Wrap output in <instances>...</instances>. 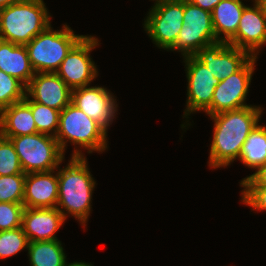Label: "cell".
I'll return each instance as SVG.
<instances>
[{"instance_id": "1", "label": "cell", "mask_w": 266, "mask_h": 266, "mask_svg": "<svg viewBox=\"0 0 266 266\" xmlns=\"http://www.w3.org/2000/svg\"><path fill=\"white\" fill-rule=\"evenodd\" d=\"M262 110L250 105L210 116L214 121L208 162L211 168L226 167L239 159L243 144L258 124Z\"/></svg>"}, {"instance_id": "2", "label": "cell", "mask_w": 266, "mask_h": 266, "mask_svg": "<svg viewBox=\"0 0 266 266\" xmlns=\"http://www.w3.org/2000/svg\"><path fill=\"white\" fill-rule=\"evenodd\" d=\"M81 152L77 148L73 150L69 163L57 172L56 208L65 219L67 214H71L85 227L90 216L92 193L96 182L88 170L87 159Z\"/></svg>"}, {"instance_id": "3", "label": "cell", "mask_w": 266, "mask_h": 266, "mask_svg": "<svg viewBox=\"0 0 266 266\" xmlns=\"http://www.w3.org/2000/svg\"><path fill=\"white\" fill-rule=\"evenodd\" d=\"M43 0H19L0 9V39L28 44L51 24Z\"/></svg>"}, {"instance_id": "4", "label": "cell", "mask_w": 266, "mask_h": 266, "mask_svg": "<svg viewBox=\"0 0 266 266\" xmlns=\"http://www.w3.org/2000/svg\"><path fill=\"white\" fill-rule=\"evenodd\" d=\"M106 136L107 131L74 104H68L60 112L55 138L63 154L69 140L72 145L87 149L88 153L102 152L107 148Z\"/></svg>"}, {"instance_id": "5", "label": "cell", "mask_w": 266, "mask_h": 266, "mask_svg": "<svg viewBox=\"0 0 266 266\" xmlns=\"http://www.w3.org/2000/svg\"><path fill=\"white\" fill-rule=\"evenodd\" d=\"M84 35H76L63 24L61 30H53L51 25L35 36L26 48L30 64L35 73H55L68 52Z\"/></svg>"}, {"instance_id": "6", "label": "cell", "mask_w": 266, "mask_h": 266, "mask_svg": "<svg viewBox=\"0 0 266 266\" xmlns=\"http://www.w3.org/2000/svg\"><path fill=\"white\" fill-rule=\"evenodd\" d=\"M9 139L18 155L24 173L57 170L64 159L55 137L34 133Z\"/></svg>"}, {"instance_id": "7", "label": "cell", "mask_w": 266, "mask_h": 266, "mask_svg": "<svg viewBox=\"0 0 266 266\" xmlns=\"http://www.w3.org/2000/svg\"><path fill=\"white\" fill-rule=\"evenodd\" d=\"M217 42L211 12L184 0L183 25L176 43L169 50H178L185 57Z\"/></svg>"}, {"instance_id": "8", "label": "cell", "mask_w": 266, "mask_h": 266, "mask_svg": "<svg viewBox=\"0 0 266 266\" xmlns=\"http://www.w3.org/2000/svg\"><path fill=\"white\" fill-rule=\"evenodd\" d=\"M144 21V28L157 47L169 50L183 25L184 0H171L153 5Z\"/></svg>"}, {"instance_id": "9", "label": "cell", "mask_w": 266, "mask_h": 266, "mask_svg": "<svg viewBox=\"0 0 266 266\" xmlns=\"http://www.w3.org/2000/svg\"><path fill=\"white\" fill-rule=\"evenodd\" d=\"M97 45L95 36L84 35L68 52L65 59L55 72L73 90L89 86L98 76V71L90 52Z\"/></svg>"}, {"instance_id": "10", "label": "cell", "mask_w": 266, "mask_h": 266, "mask_svg": "<svg viewBox=\"0 0 266 266\" xmlns=\"http://www.w3.org/2000/svg\"><path fill=\"white\" fill-rule=\"evenodd\" d=\"M257 58L252 57L239 71L220 81L215 87L211 106L205 111L209 116L250 106L246 105L245 99Z\"/></svg>"}, {"instance_id": "11", "label": "cell", "mask_w": 266, "mask_h": 266, "mask_svg": "<svg viewBox=\"0 0 266 266\" xmlns=\"http://www.w3.org/2000/svg\"><path fill=\"white\" fill-rule=\"evenodd\" d=\"M184 63L188 81L184 117L188 119L191 113L205 112L211 106L215 87L220 80L215 78L205 64L194 55L185 56Z\"/></svg>"}, {"instance_id": "12", "label": "cell", "mask_w": 266, "mask_h": 266, "mask_svg": "<svg viewBox=\"0 0 266 266\" xmlns=\"http://www.w3.org/2000/svg\"><path fill=\"white\" fill-rule=\"evenodd\" d=\"M194 56L220 81L239 71L252 58L247 51L223 41L203 47Z\"/></svg>"}, {"instance_id": "13", "label": "cell", "mask_w": 266, "mask_h": 266, "mask_svg": "<svg viewBox=\"0 0 266 266\" xmlns=\"http://www.w3.org/2000/svg\"><path fill=\"white\" fill-rule=\"evenodd\" d=\"M116 102L112 93L101 86H85L72 90L71 103L106 131L116 116Z\"/></svg>"}, {"instance_id": "14", "label": "cell", "mask_w": 266, "mask_h": 266, "mask_svg": "<svg viewBox=\"0 0 266 266\" xmlns=\"http://www.w3.org/2000/svg\"><path fill=\"white\" fill-rule=\"evenodd\" d=\"M227 43L247 51L252 57H257L266 44V14L255 0L253 7L244 8L237 32Z\"/></svg>"}, {"instance_id": "15", "label": "cell", "mask_w": 266, "mask_h": 266, "mask_svg": "<svg viewBox=\"0 0 266 266\" xmlns=\"http://www.w3.org/2000/svg\"><path fill=\"white\" fill-rule=\"evenodd\" d=\"M26 95L32 101L62 111L71 103L72 90L56 73H35L26 86Z\"/></svg>"}, {"instance_id": "16", "label": "cell", "mask_w": 266, "mask_h": 266, "mask_svg": "<svg viewBox=\"0 0 266 266\" xmlns=\"http://www.w3.org/2000/svg\"><path fill=\"white\" fill-rule=\"evenodd\" d=\"M65 218L57 208H24L22 228L29 242L57 240L55 232Z\"/></svg>"}, {"instance_id": "17", "label": "cell", "mask_w": 266, "mask_h": 266, "mask_svg": "<svg viewBox=\"0 0 266 266\" xmlns=\"http://www.w3.org/2000/svg\"><path fill=\"white\" fill-rule=\"evenodd\" d=\"M56 171L26 173L23 205L27 208H56L58 176Z\"/></svg>"}, {"instance_id": "18", "label": "cell", "mask_w": 266, "mask_h": 266, "mask_svg": "<svg viewBox=\"0 0 266 266\" xmlns=\"http://www.w3.org/2000/svg\"><path fill=\"white\" fill-rule=\"evenodd\" d=\"M30 105L22 100L0 111V135L16 137L37 133Z\"/></svg>"}, {"instance_id": "19", "label": "cell", "mask_w": 266, "mask_h": 266, "mask_svg": "<svg viewBox=\"0 0 266 266\" xmlns=\"http://www.w3.org/2000/svg\"><path fill=\"white\" fill-rule=\"evenodd\" d=\"M0 70L27 86L35 72L26 46L0 39Z\"/></svg>"}, {"instance_id": "20", "label": "cell", "mask_w": 266, "mask_h": 266, "mask_svg": "<svg viewBox=\"0 0 266 266\" xmlns=\"http://www.w3.org/2000/svg\"><path fill=\"white\" fill-rule=\"evenodd\" d=\"M245 7L241 0H221L214 7L212 25L219 42H228L236 34Z\"/></svg>"}, {"instance_id": "21", "label": "cell", "mask_w": 266, "mask_h": 266, "mask_svg": "<svg viewBox=\"0 0 266 266\" xmlns=\"http://www.w3.org/2000/svg\"><path fill=\"white\" fill-rule=\"evenodd\" d=\"M27 250L31 266H65L67 263L58 239L29 242Z\"/></svg>"}, {"instance_id": "22", "label": "cell", "mask_w": 266, "mask_h": 266, "mask_svg": "<svg viewBox=\"0 0 266 266\" xmlns=\"http://www.w3.org/2000/svg\"><path fill=\"white\" fill-rule=\"evenodd\" d=\"M239 160L249 168L257 169L266 163V126L253 128L243 144Z\"/></svg>"}, {"instance_id": "23", "label": "cell", "mask_w": 266, "mask_h": 266, "mask_svg": "<svg viewBox=\"0 0 266 266\" xmlns=\"http://www.w3.org/2000/svg\"><path fill=\"white\" fill-rule=\"evenodd\" d=\"M24 100L30 105L38 133L55 137L59 128L60 112L54 108L32 101L27 95Z\"/></svg>"}, {"instance_id": "24", "label": "cell", "mask_w": 266, "mask_h": 266, "mask_svg": "<svg viewBox=\"0 0 266 266\" xmlns=\"http://www.w3.org/2000/svg\"><path fill=\"white\" fill-rule=\"evenodd\" d=\"M25 95L26 86L17 78L0 70V111L24 100Z\"/></svg>"}, {"instance_id": "25", "label": "cell", "mask_w": 266, "mask_h": 266, "mask_svg": "<svg viewBox=\"0 0 266 266\" xmlns=\"http://www.w3.org/2000/svg\"><path fill=\"white\" fill-rule=\"evenodd\" d=\"M29 240L22 227L0 231V259L17 254L28 249Z\"/></svg>"}, {"instance_id": "26", "label": "cell", "mask_w": 266, "mask_h": 266, "mask_svg": "<svg viewBox=\"0 0 266 266\" xmlns=\"http://www.w3.org/2000/svg\"><path fill=\"white\" fill-rule=\"evenodd\" d=\"M26 174L0 176V202L23 203Z\"/></svg>"}, {"instance_id": "27", "label": "cell", "mask_w": 266, "mask_h": 266, "mask_svg": "<svg viewBox=\"0 0 266 266\" xmlns=\"http://www.w3.org/2000/svg\"><path fill=\"white\" fill-rule=\"evenodd\" d=\"M26 174L23 172L13 143L0 135V176Z\"/></svg>"}, {"instance_id": "28", "label": "cell", "mask_w": 266, "mask_h": 266, "mask_svg": "<svg viewBox=\"0 0 266 266\" xmlns=\"http://www.w3.org/2000/svg\"><path fill=\"white\" fill-rule=\"evenodd\" d=\"M23 203L0 202V231L22 227Z\"/></svg>"}, {"instance_id": "29", "label": "cell", "mask_w": 266, "mask_h": 266, "mask_svg": "<svg viewBox=\"0 0 266 266\" xmlns=\"http://www.w3.org/2000/svg\"><path fill=\"white\" fill-rule=\"evenodd\" d=\"M242 202L252 207V210H266V187H244Z\"/></svg>"}, {"instance_id": "30", "label": "cell", "mask_w": 266, "mask_h": 266, "mask_svg": "<svg viewBox=\"0 0 266 266\" xmlns=\"http://www.w3.org/2000/svg\"><path fill=\"white\" fill-rule=\"evenodd\" d=\"M255 173L241 180L242 187H266V163L259 166Z\"/></svg>"}, {"instance_id": "31", "label": "cell", "mask_w": 266, "mask_h": 266, "mask_svg": "<svg viewBox=\"0 0 266 266\" xmlns=\"http://www.w3.org/2000/svg\"><path fill=\"white\" fill-rule=\"evenodd\" d=\"M190 3L199 6L201 9L212 12L214 7L221 1V0H187Z\"/></svg>"}, {"instance_id": "32", "label": "cell", "mask_w": 266, "mask_h": 266, "mask_svg": "<svg viewBox=\"0 0 266 266\" xmlns=\"http://www.w3.org/2000/svg\"><path fill=\"white\" fill-rule=\"evenodd\" d=\"M19 0H0V9H3L7 6H9L10 4H13L15 2H17Z\"/></svg>"}, {"instance_id": "33", "label": "cell", "mask_w": 266, "mask_h": 266, "mask_svg": "<svg viewBox=\"0 0 266 266\" xmlns=\"http://www.w3.org/2000/svg\"><path fill=\"white\" fill-rule=\"evenodd\" d=\"M65 266H93V265L85 262H73L68 264L66 263Z\"/></svg>"}, {"instance_id": "34", "label": "cell", "mask_w": 266, "mask_h": 266, "mask_svg": "<svg viewBox=\"0 0 266 266\" xmlns=\"http://www.w3.org/2000/svg\"><path fill=\"white\" fill-rule=\"evenodd\" d=\"M262 8V11L266 14V0H255Z\"/></svg>"}, {"instance_id": "35", "label": "cell", "mask_w": 266, "mask_h": 266, "mask_svg": "<svg viewBox=\"0 0 266 266\" xmlns=\"http://www.w3.org/2000/svg\"><path fill=\"white\" fill-rule=\"evenodd\" d=\"M153 1H155L154 5H156V4L163 3L166 1H171V0H153Z\"/></svg>"}]
</instances>
